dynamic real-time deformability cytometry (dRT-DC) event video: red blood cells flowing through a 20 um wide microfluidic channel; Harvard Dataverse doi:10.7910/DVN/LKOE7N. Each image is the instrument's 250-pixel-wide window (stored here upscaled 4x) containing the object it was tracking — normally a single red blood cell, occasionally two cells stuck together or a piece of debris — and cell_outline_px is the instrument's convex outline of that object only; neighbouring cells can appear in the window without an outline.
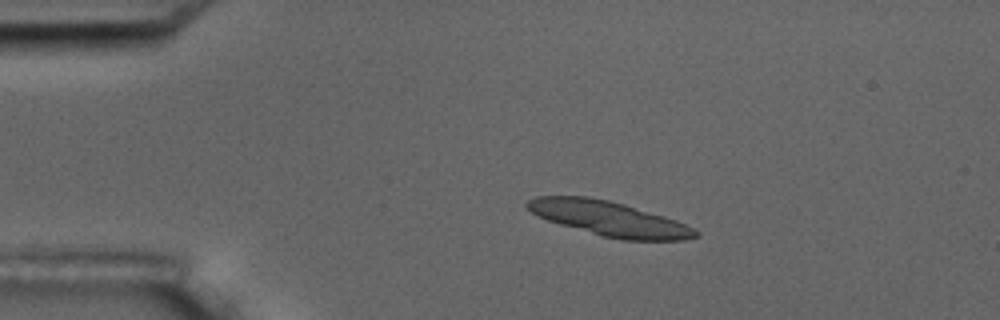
{"species": "common noctule bat (a hibernating species)", "species_latin": "Nyctalus noctula", "temperature_condition": "room temperature", "stored_images_in_passage": 7, "segment_of_instrument_passage": [1, 2], "camera_frame_rate_fps": 3000, "um_per_image_px": 0.085, "animal": {"sex": "male", "body_mass_g": 17.5, "forearm_length_mm": 52.3}, "frame": {"image": 1, "passage_image": 2, "time_ms": 1.0, "image_size_px": [1000, 320], "cell_outline_px": [[700, 232], [696, 236], [684, 240], [620, 240], [604, 236], [560, 224], [536, 216], [524, 204], [528, 200], [536, 196], [588, 196], [608, 200], [624, 204], [664, 216], [676, 220]], "centroid_in_image_um": [51.75, 18.57], "position_along_channel_um": 33.3, "area_um2": 33.7}}